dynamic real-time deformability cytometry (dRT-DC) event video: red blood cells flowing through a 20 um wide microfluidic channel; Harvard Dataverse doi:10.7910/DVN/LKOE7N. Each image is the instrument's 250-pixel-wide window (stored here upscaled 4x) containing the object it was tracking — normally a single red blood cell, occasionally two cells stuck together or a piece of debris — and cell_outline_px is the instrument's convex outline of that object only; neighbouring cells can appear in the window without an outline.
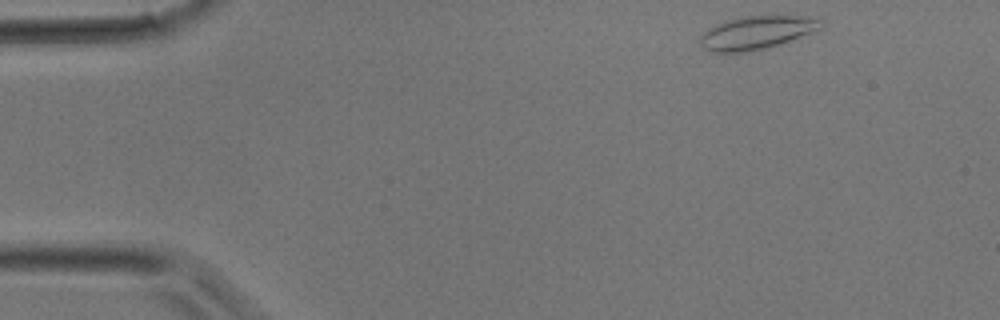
{"species": "common noctule bat (a hibernating species)", "species_latin": "Nyctalus noctula", "temperature_condition": "room temperature", "stored_images_in_passage": 30, "camera_frame_rate_fps": 3000, "um_per_image_px": 0.085, "animal": {"sex": "male", "body_mass_g": 17.9}, "frame": {"image": 1, "passage_image": 1, "time_ms": 0.0, "image_size_px": [1000, 320], "cell_outline_px": [[824, 20], [820, 28], [812, 32], [792, 40], [768, 48], [748, 52], [712, 52], [704, 48], [700, 44], [700, 36], [708, 28], [724, 20], [740, 16], [800, 16]], "centroid_in_image_um": [64.28, 2.78], "position_along_channel_um": 20.7, "area_um2": 23.47}}
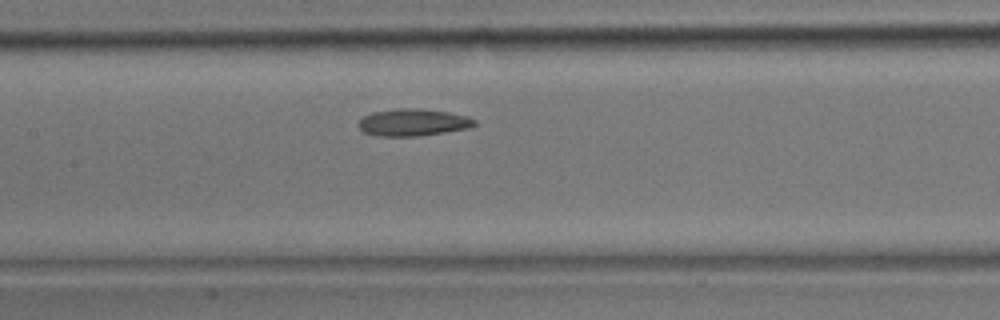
{"frame": {"image": 2, "passage_image": 14, "time_ms": 4.333, "image_size_px": [1000, 320], "cell_outline_px": [[476, 124], [468, 128], [420, 136], [376, 136], [364, 132], [360, 128], [360, 120], [364, 116], [372, 112], [396, 108], [420, 108], [448, 112], [468, 116], [476, 120]], "centroid_in_image_um": [35.12, 10.4], "position_along_channel_um": 172.3, "area_um2": 18.32}}
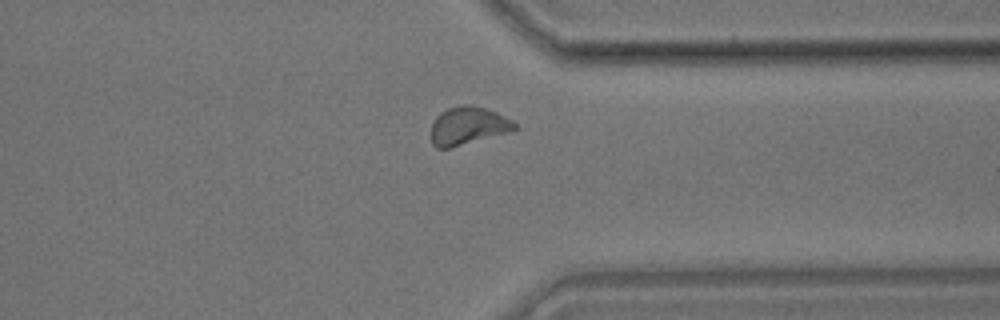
{"frame": {"image": 3, "passage_image": 25, "time_ms": 8.0, "image_size_px": [1000, 320], "cell_outline_px": [[516, 128], [508, 132], [452, 148], [436, 148], [432, 144], [432, 124], [436, 116], [440, 112], [448, 108], [464, 104], [472, 104], [496, 112], [512, 120], [516, 124]], "centroid_in_image_um": [39.76, 10.69], "position_along_channel_um": 371.6, "area_um2": 18.44}}